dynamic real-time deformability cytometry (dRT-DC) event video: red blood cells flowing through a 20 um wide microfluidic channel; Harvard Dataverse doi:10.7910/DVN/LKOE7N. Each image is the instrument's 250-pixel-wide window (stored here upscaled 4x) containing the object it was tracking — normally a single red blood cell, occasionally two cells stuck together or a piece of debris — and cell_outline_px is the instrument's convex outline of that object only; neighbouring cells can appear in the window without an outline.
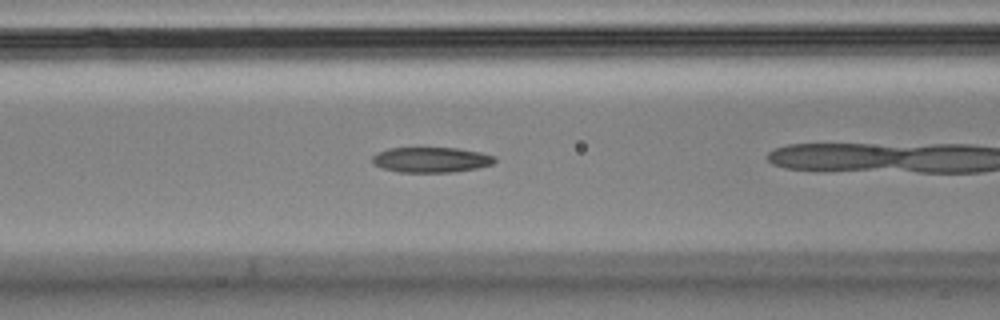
{"species": "Egyptian fruit bat (a non-hibernating species)", "species_latin": "Rousettus aegyptiacus", "temperature_condition": "cold", "stored_images_in_passage": 25, "camera_frame_rate_fps": 3000, "um_per_image_px": 0.085, "animal": {"sex": "male"}, "frame": {"image": 1, "passage_image": 7, "time_ms": 2.0, "image_size_px": [1000, 320], "cell_outline_px": [[496, 160], [492, 164], [476, 168], [452, 172], [400, 172], [384, 168], [376, 164], [372, 160], [372, 156], [376, 152], [388, 148], [456, 148], [480, 152], [496, 156]], "centroid_in_image_um": [36.66, 13.57], "position_along_channel_um": 129.9, "area_um2": 17.92}}
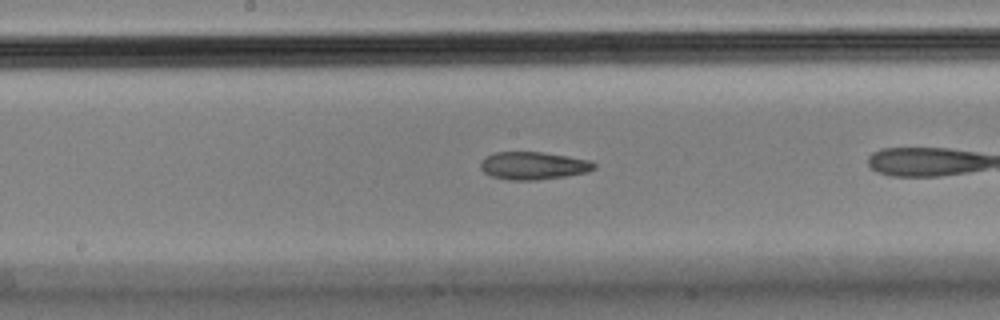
{"frame": {"image": 2, "passage_image": 13, "time_ms": 4.0, "image_size_px": [1000, 320], "cell_outline_px": [[596, 168], [588, 172], [568, 176], [536, 180], [508, 180], [492, 176], [484, 172], [480, 168], [480, 160], [484, 156], [496, 152], [540, 152], [588, 160], [596, 164]], "centroid_in_image_um": [45.3, 14.09], "position_along_channel_um": 202.9, "area_um2": 18.38}}
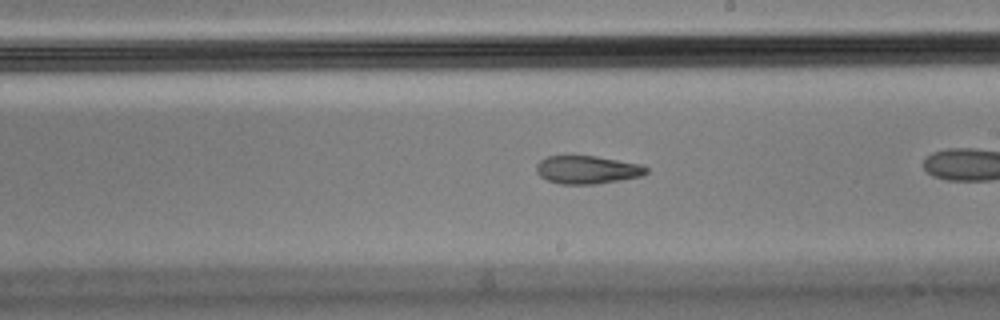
{"frame": {"image": 3, "passage_image": 16, "time_ms": 5.0, "image_size_px": [1000, 320], "cell_outline_px": [[648, 172], [640, 176], [620, 180], [596, 184], [560, 184], [548, 180], [540, 176], [536, 172], [536, 164], [540, 160], [548, 156], [596, 156], [640, 164], [648, 168]], "centroid_in_image_um": [49.9, 14.43], "position_along_channel_um": 239.1, "area_um2": 17.92}}